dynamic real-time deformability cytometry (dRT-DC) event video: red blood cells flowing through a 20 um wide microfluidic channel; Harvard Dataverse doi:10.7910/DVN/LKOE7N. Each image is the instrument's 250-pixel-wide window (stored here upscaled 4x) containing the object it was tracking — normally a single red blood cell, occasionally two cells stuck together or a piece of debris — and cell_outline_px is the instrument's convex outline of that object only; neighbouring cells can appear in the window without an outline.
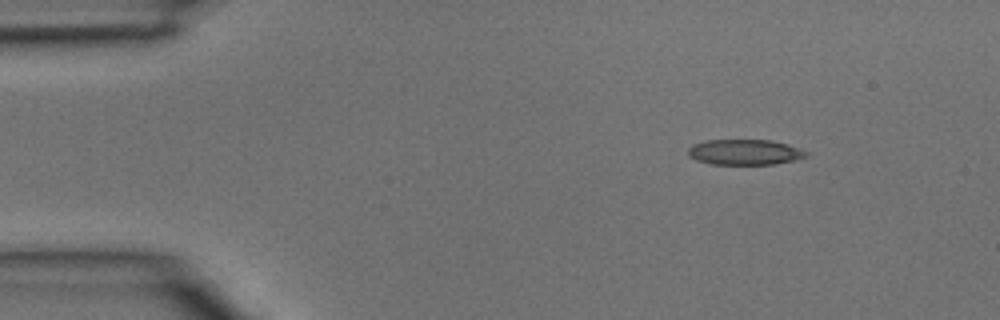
{"species": "common noctule bat (a hibernating species)", "species_latin": "Nyctalus noctula", "temperature_condition": "room temperature", "stored_images_in_passage": 3, "camera_frame_rate_fps": 3000, "um_per_image_px": 0.085, "animal": {"sex": "male", "body_mass_g": 15.6}, "frame": {"image": 1, "passage_image": 3, "time_ms": 0.667, "image_size_px": [1000, 320], "cell_outline_px": [[808, 156], [796, 160], [776, 164], [712, 164], [696, 160], [688, 156], [688, 148], [692, 144], [708, 140], [768, 140], [788, 144], [800, 148], [808, 152]], "centroid_in_image_um": [63.32, 12.93], "position_along_channel_um": 21.7, "area_um2": 17.63}}